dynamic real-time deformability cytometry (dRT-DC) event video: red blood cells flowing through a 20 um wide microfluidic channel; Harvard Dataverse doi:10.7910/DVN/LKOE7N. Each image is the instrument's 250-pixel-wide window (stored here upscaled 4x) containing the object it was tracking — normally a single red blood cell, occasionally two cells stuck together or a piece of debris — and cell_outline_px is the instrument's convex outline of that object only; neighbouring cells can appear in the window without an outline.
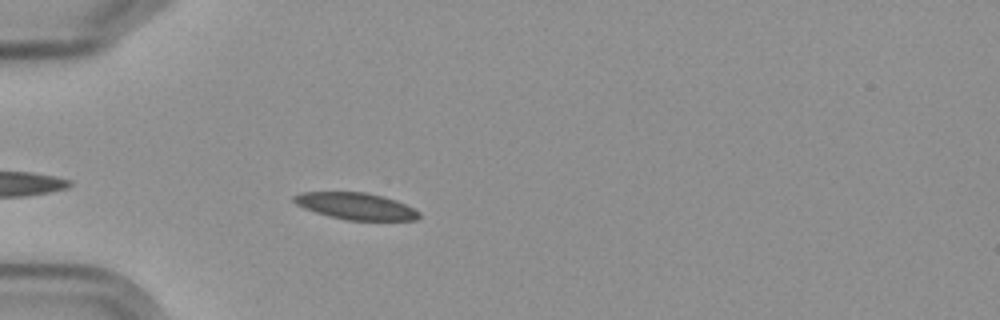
{"species": "Egyptian fruit bat (a non-hibernating species)", "species_latin": "Rousettus aegyptiacus", "temperature_condition": "cold", "stored_images_in_passage": 3, "camera_frame_rate_fps": 3000, "um_per_image_px": 0.085, "frame": {"image": 1, "passage_image": 2, "time_ms": 1.333, "image_size_px": [1000, 320], "cell_outline_px": [[420, 216], [416, 220], [348, 220], [328, 216], [304, 208], [296, 204], [292, 200], [292, 196], [304, 192], [364, 192], [396, 200], [420, 212]], "centroid_in_image_um": [30.22, 17.52], "position_along_channel_um": 54.8, "area_um2": 19.31}}